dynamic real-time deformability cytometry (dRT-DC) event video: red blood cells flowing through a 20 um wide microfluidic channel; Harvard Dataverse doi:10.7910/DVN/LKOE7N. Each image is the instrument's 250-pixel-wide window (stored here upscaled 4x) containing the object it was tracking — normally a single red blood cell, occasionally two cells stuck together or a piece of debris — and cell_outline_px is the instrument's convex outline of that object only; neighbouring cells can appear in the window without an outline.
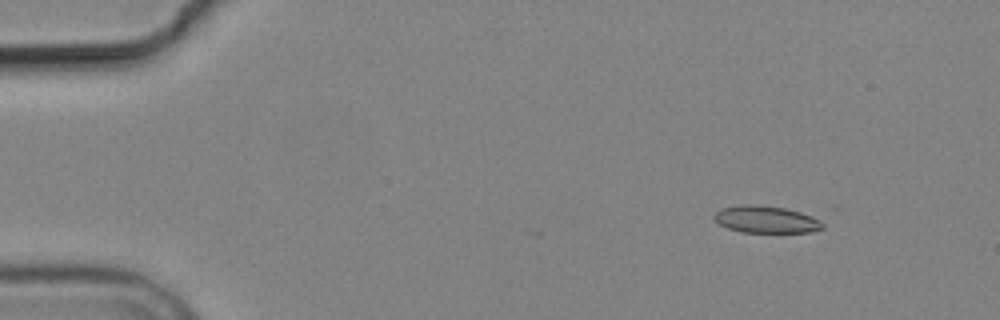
{"species": "common noctule bat (a hibernating species)", "species_latin": "Nyctalus noctula", "temperature_condition": "cold", "stored_images_in_passage": 4, "camera_frame_rate_fps": 3000, "um_per_image_px": 0.085, "animal": {"sex": "male", "body_mass_g": 19.2, "forearm_length_mm": 51.8}, "frame": {"image": 1, "passage_image": 1, "time_ms": 0.0, "image_size_px": [1000, 320], "cell_outline_px": [[824, 228], [812, 232], [740, 232], [728, 228], [720, 224], [712, 216], [720, 208], [740, 204], [756, 204], [784, 208], [824, 216]], "centroid_in_image_um": [65.24, 18.64], "position_along_channel_um": 19.8, "area_um2": 17.8}}
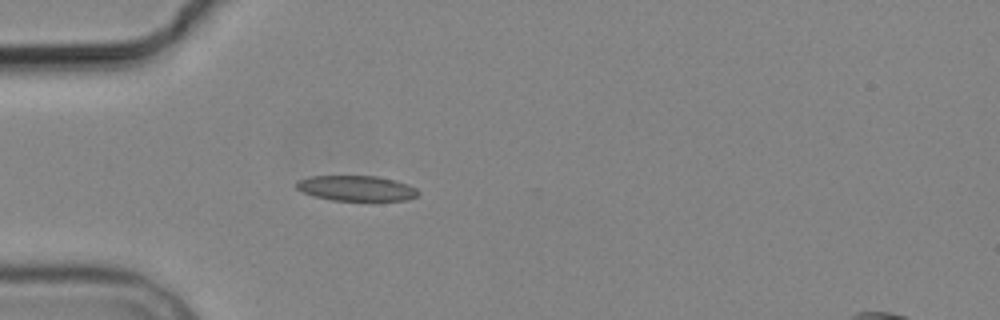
{"frame": {"image": 2, "passage_image": 4, "time_ms": 3.333, "image_size_px": [1000, 320], "cell_outline_px": [[420, 192], [416, 196], [408, 200], [332, 200], [316, 196], [304, 192], [296, 188], [296, 180], [312, 176], [376, 176], [396, 180], [408, 184], [416, 188]], "centroid_in_image_um": [30.31, 15.99], "position_along_channel_um": 54.7, "area_um2": 17.86}}